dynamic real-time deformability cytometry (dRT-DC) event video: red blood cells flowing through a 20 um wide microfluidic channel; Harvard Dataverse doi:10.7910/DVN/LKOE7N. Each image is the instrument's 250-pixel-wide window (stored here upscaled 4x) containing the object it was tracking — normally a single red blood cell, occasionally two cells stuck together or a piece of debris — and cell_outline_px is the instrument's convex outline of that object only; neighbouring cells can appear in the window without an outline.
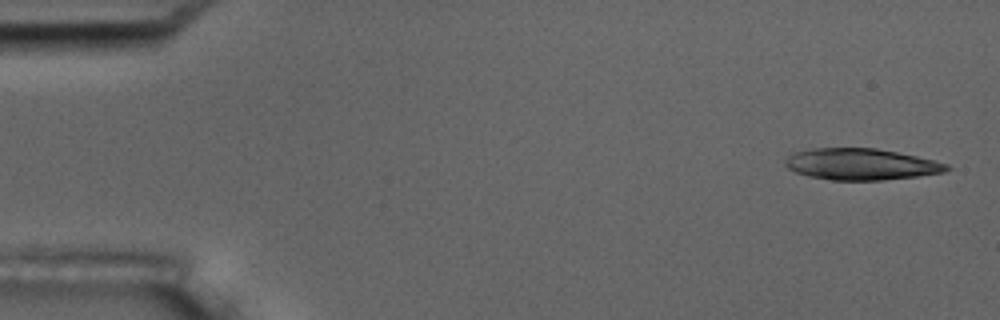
{"species": "common noctule bat (a hibernating species)", "species_latin": "Nyctalus noctula", "temperature_condition": "room temperature", "stored_images_in_passage": 6, "camera_frame_rate_fps": 3000, "um_per_image_px": 0.085, "animal": {"sex": "male", "body_mass_g": 17.5, "forearm_length_mm": 52.3}, "frame": {"image": 1, "passage_image": 1, "time_ms": 0.0, "image_size_px": [1000, 320], "cell_outline_px": [[952, 168], [944, 172], [916, 176], [884, 180], [832, 180], [808, 176], [796, 172], [788, 168], [784, 164], [784, 160], [792, 152], [812, 148], [876, 148], [916, 156], [948, 164]], "centroid_in_image_um": [73.15, 13.96], "position_along_channel_um": 11.8, "area_um2": 29.54}}